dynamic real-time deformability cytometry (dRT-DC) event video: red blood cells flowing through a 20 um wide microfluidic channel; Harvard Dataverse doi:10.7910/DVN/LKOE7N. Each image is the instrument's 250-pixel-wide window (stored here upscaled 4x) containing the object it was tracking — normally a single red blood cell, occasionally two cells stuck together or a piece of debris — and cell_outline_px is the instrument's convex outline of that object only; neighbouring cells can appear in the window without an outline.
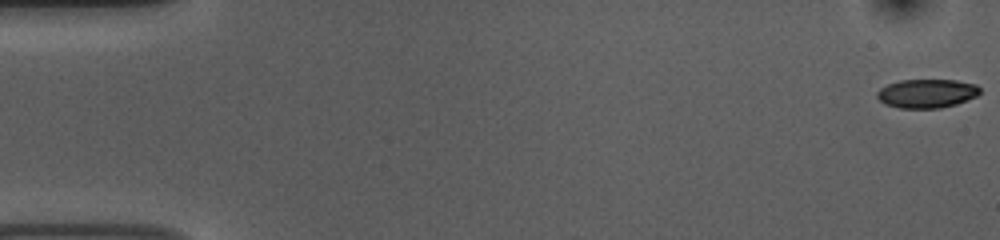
{"species": "common noctule bat (a hibernating species)", "species_latin": "Nyctalus noctula", "temperature_condition": "room temperature", "stored_images_in_passage": 54, "camera_frame_rate_fps": 3000, "um_per_image_px": 0.085, "animal": {"sex": "female", "body_mass_g": 10.0, "forearm_length_mm": 53.1}, "frame": {"image": 1, "passage_image": 1, "time_ms": 0.0, "image_size_px": [1000, 240], "cell_outline_px": [[980, 92], [964, 100], [952, 104], [928, 108], [908, 108], [892, 104], [884, 100], [880, 96], [880, 92], [884, 88], [892, 84], [908, 80], [948, 80], [968, 84], [980, 88]], "centroid_in_image_um": [78.83, 7.93], "position_along_channel_um": 6.2, "area_um2": 15.43}}
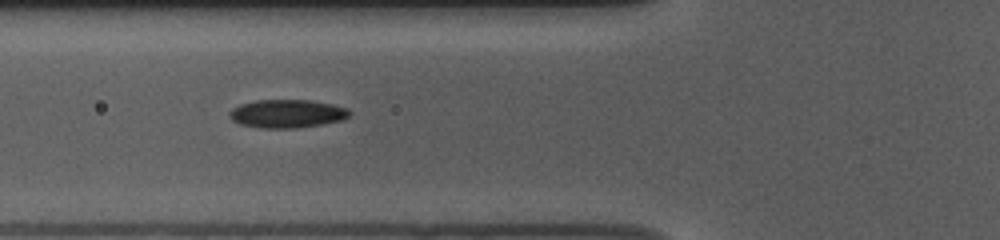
{"frame": {"image": 2, "passage_image": 20, "time_ms": 6.333, "image_size_px": [1000, 240], "cell_outline_px": [[348, 112], [344, 116], [332, 120], [308, 124], [252, 124], [240, 120], [232, 116], [232, 112], [248, 104], [280, 100], [320, 104], [340, 108]], "centroid_in_image_um": [24.42, 9.6], "position_along_channel_um": 101.4, "area_um2": 15.03}}
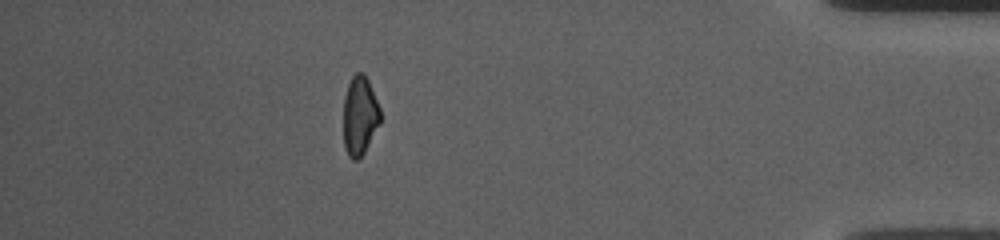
{"frame": {"image": 3, "passage_image": 48, "time_ms": 15.667, "image_size_px": [1000, 240], "cell_outline_px": [[380, 120], [360, 156], [352, 156], [348, 152], [344, 140], [344, 104], [348, 88], [352, 80], [356, 76], [364, 76], [368, 84], [380, 112]], "centroid_in_image_um": [30.56, 9.86], "position_along_channel_um": 404.6, "area_um2": 14.97}, "authors_computed_cell_mechanics": {"area_um2": 15.0858, "velocity_mm_per_s": 3.7465, "shape_relaxation_time_tau1_ms": null, "shape_relaxation_time_tau2_ms": 9.6612, "deformation_change_tau1": null, "deformation_change_tau2": 0.1933}}